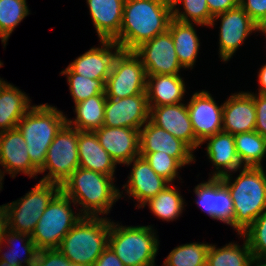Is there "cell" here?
Instances as JSON below:
<instances>
[{"mask_svg": "<svg viewBox=\"0 0 266 266\" xmlns=\"http://www.w3.org/2000/svg\"><path fill=\"white\" fill-rule=\"evenodd\" d=\"M149 106L182 103L186 86L180 75H150L146 79Z\"/></svg>", "mask_w": 266, "mask_h": 266, "instance_id": "cell-26", "label": "cell"}, {"mask_svg": "<svg viewBox=\"0 0 266 266\" xmlns=\"http://www.w3.org/2000/svg\"><path fill=\"white\" fill-rule=\"evenodd\" d=\"M99 40H114L120 32L125 0H86Z\"/></svg>", "mask_w": 266, "mask_h": 266, "instance_id": "cell-24", "label": "cell"}, {"mask_svg": "<svg viewBox=\"0 0 266 266\" xmlns=\"http://www.w3.org/2000/svg\"><path fill=\"white\" fill-rule=\"evenodd\" d=\"M187 108L195 137L200 142L223 131V104L217 105L208 91L195 92Z\"/></svg>", "mask_w": 266, "mask_h": 266, "instance_id": "cell-14", "label": "cell"}, {"mask_svg": "<svg viewBox=\"0 0 266 266\" xmlns=\"http://www.w3.org/2000/svg\"><path fill=\"white\" fill-rule=\"evenodd\" d=\"M79 167L114 177L116 162L100 145L95 131L78 130Z\"/></svg>", "mask_w": 266, "mask_h": 266, "instance_id": "cell-25", "label": "cell"}, {"mask_svg": "<svg viewBox=\"0 0 266 266\" xmlns=\"http://www.w3.org/2000/svg\"><path fill=\"white\" fill-rule=\"evenodd\" d=\"M108 246L125 266H155L159 240L152 226H123L111 221Z\"/></svg>", "mask_w": 266, "mask_h": 266, "instance_id": "cell-6", "label": "cell"}, {"mask_svg": "<svg viewBox=\"0 0 266 266\" xmlns=\"http://www.w3.org/2000/svg\"><path fill=\"white\" fill-rule=\"evenodd\" d=\"M9 229L8 225V216H7V209L5 204L0 206V252L2 253V242L4 235L6 234L7 230Z\"/></svg>", "mask_w": 266, "mask_h": 266, "instance_id": "cell-45", "label": "cell"}, {"mask_svg": "<svg viewBox=\"0 0 266 266\" xmlns=\"http://www.w3.org/2000/svg\"><path fill=\"white\" fill-rule=\"evenodd\" d=\"M258 31L262 32L264 35H266V17L265 19L258 25Z\"/></svg>", "mask_w": 266, "mask_h": 266, "instance_id": "cell-48", "label": "cell"}, {"mask_svg": "<svg viewBox=\"0 0 266 266\" xmlns=\"http://www.w3.org/2000/svg\"><path fill=\"white\" fill-rule=\"evenodd\" d=\"M168 31L173 38L179 63L184 69H193L200 48V39L193 23H184L172 18Z\"/></svg>", "mask_w": 266, "mask_h": 266, "instance_id": "cell-27", "label": "cell"}, {"mask_svg": "<svg viewBox=\"0 0 266 266\" xmlns=\"http://www.w3.org/2000/svg\"><path fill=\"white\" fill-rule=\"evenodd\" d=\"M133 163L127 184L123 185L127 195L138 202L141 208L150 198L155 197L168 184L163 177L159 176L141 156L133 158L126 165Z\"/></svg>", "mask_w": 266, "mask_h": 266, "instance_id": "cell-20", "label": "cell"}, {"mask_svg": "<svg viewBox=\"0 0 266 266\" xmlns=\"http://www.w3.org/2000/svg\"><path fill=\"white\" fill-rule=\"evenodd\" d=\"M172 18L184 23H193L199 26H210L213 16L210 14L206 0H170ZM182 3L184 11L177 5Z\"/></svg>", "mask_w": 266, "mask_h": 266, "instance_id": "cell-36", "label": "cell"}, {"mask_svg": "<svg viewBox=\"0 0 266 266\" xmlns=\"http://www.w3.org/2000/svg\"><path fill=\"white\" fill-rule=\"evenodd\" d=\"M235 147L242 166L262 167L266 157V138L256 131L234 135Z\"/></svg>", "mask_w": 266, "mask_h": 266, "instance_id": "cell-31", "label": "cell"}, {"mask_svg": "<svg viewBox=\"0 0 266 266\" xmlns=\"http://www.w3.org/2000/svg\"><path fill=\"white\" fill-rule=\"evenodd\" d=\"M112 176L78 167L61 185V191L75 205H80L83 216L110 213L113 204L122 197L123 190L114 185ZM122 193V194H121Z\"/></svg>", "mask_w": 266, "mask_h": 266, "instance_id": "cell-2", "label": "cell"}, {"mask_svg": "<svg viewBox=\"0 0 266 266\" xmlns=\"http://www.w3.org/2000/svg\"><path fill=\"white\" fill-rule=\"evenodd\" d=\"M78 130L67 123L50 144L44 166L39 174L49 170L40 181L56 183L60 187L79 167Z\"/></svg>", "mask_w": 266, "mask_h": 266, "instance_id": "cell-9", "label": "cell"}, {"mask_svg": "<svg viewBox=\"0 0 266 266\" xmlns=\"http://www.w3.org/2000/svg\"><path fill=\"white\" fill-rule=\"evenodd\" d=\"M252 259V251L246 239H244L242 247L234 242L226 244L222 248L210 244L206 266H249Z\"/></svg>", "mask_w": 266, "mask_h": 266, "instance_id": "cell-32", "label": "cell"}, {"mask_svg": "<svg viewBox=\"0 0 266 266\" xmlns=\"http://www.w3.org/2000/svg\"><path fill=\"white\" fill-rule=\"evenodd\" d=\"M111 219L83 216L64 236L58 250L71 262L93 266L108 247Z\"/></svg>", "mask_w": 266, "mask_h": 266, "instance_id": "cell-4", "label": "cell"}, {"mask_svg": "<svg viewBox=\"0 0 266 266\" xmlns=\"http://www.w3.org/2000/svg\"><path fill=\"white\" fill-rule=\"evenodd\" d=\"M158 151L176 158L183 166L196 160L193 150L185 142L148 120L139 130V153Z\"/></svg>", "mask_w": 266, "mask_h": 266, "instance_id": "cell-17", "label": "cell"}, {"mask_svg": "<svg viewBox=\"0 0 266 266\" xmlns=\"http://www.w3.org/2000/svg\"><path fill=\"white\" fill-rule=\"evenodd\" d=\"M168 184L162 191L155 197L150 198L143 204L141 208L146 205L154 216L165 221H173L177 219L184 210V199L180 192L177 191L175 186Z\"/></svg>", "mask_w": 266, "mask_h": 266, "instance_id": "cell-33", "label": "cell"}, {"mask_svg": "<svg viewBox=\"0 0 266 266\" xmlns=\"http://www.w3.org/2000/svg\"><path fill=\"white\" fill-rule=\"evenodd\" d=\"M7 83H8L7 81L0 78V92L2 91V89L5 87Z\"/></svg>", "mask_w": 266, "mask_h": 266, "instance_id": "cell-49", "label": "cell"}, {"mask_svg": "<svg viewBox=\"0 0 266 266\" xmlns=\"http://www.w3.org/2000/svg\"><path fill=\"white\" fill-rule=\"evenodd\" d=\"M93 266H125L117 257L113 250L108 246L96 260Z\"/></svg>", "mask_w": 266, "mask_h": 266, "instance_id": "cell-44", "label": "cell"}, {"mask_svg": "<svg viewBox=\"0 0 266 266\" xmlns=\"http://www.w3.org/2000/svg\"><path fill=\"white\" fill-rule=\"evenodd\" d=\"M258 82H259V94L266 95V64L263 65L258 72Z\"/></svg>", "mask_w": 266, "mask_h": 266, "instance_id": "cell-46", "label": "cell"}, {"mask_svg": "<svg viewBox=\"0 0 266 266\" xmlns=\"http://www.w3.org/2000/svg\"><path fill=\"white\" fill-rule=\"evenodd\" d=\"M74 202L60 191L42 213L31 238L38 250L58 249L64 236L83 217L71 209Z\"/></svg>", "mask_w": 266, "mask_h": 266, "instance_id": "cell-7", "label": "cell"}, {"mask_svg": "<svg viewBox=\"0 0 266 266\" xmlns=\"http://www.w3.org/2000/svg\"><path fill=\"white\" fill-rule=\"evenodd\" d=\"M231 175L220 178L234 203V220L230 226L240 235L266 210V171L263 166H243L235 180Z\"/></svg>", "mask_w": 266, "mask_h": 266, "instance_id": "cell-3", "label": "cell"}, {"mask_svg": "<svg viewBox=\"0 0 266 266\" xmlns=\"http://www.w3.org/2000/svg\"><path fill=\"white\" fill-rule=\"evenodd\" d=\"M206 141H208L207 156L216 169L211 177L220 178L242 168L235 147L234 135L221 131L205 138L200 145Z\"/></svg>", "mask_w": 266, "mask_h": 266, "instance_id": "cell-23", "label": "cell"}, {"mask_svg": "<svg viewBox=\"0 0 266 266\" xmlns=\"http://www.w3.org/2000/svg\"><path fill=\"white\" fill-rule=\"evenodd\" d=\"M256 108L253 93L239 92L223 103V131L232 135L255 131Z\"/></svg>", "mask_w": 266, "mask_h": 266, "instance_id": "cell-22", "label": "cell"}, {"mask_svg": "<svg viewBox=\"0 0 266 266\" xmlns=\"http://www.w3.org/2000/svg\"><path fill=\"white\" fill-rule=\"evenodd\" d=\"M171 19L170 0H125L120 32L113 41L122 50L133 51L166 32Z\"/></svg>", "mask_w": 266, "mask_h": 266, "instance_id": "cell-1", "label": "cell"}, {"mask_svg": "<svg viewBox=\"0 0 266 266\" xmlns=\"http://www.w3.org/2000/svg\"><path fill=\"white\" fill-rule=\"evenodd\" d=\"M0 166L5 169H0L2 180L6 172L12 178L20 172L30 178L39 174V170L31 163L25 139L18 128L0 132Z\"/></svg>", "mask_w": 266, "mask_h": 266, "instance_id": "cell-16", "label": "cell"}, {"mask_svg": "<svg viewBox=\"0 0 266 266\" xmlns=\"http://www.w3.org/2000/svg\"><path fill=\"white\" fill-rule=\"evenodd\" d=\"M253 99L256 108L255 131L266 138V95L253 92Z\"/></svg>", "mask_w": 266, "mask_h": 266, "instance_id": "cell-42", "label": "cell"}, {"mask_svg": "<svg viewBox=\"0 0 266 266\" xmlns=\"http://www.w3.org/2000/svg\"><path fill=\"white\" fill-rule=\"evenodd\" d=\"M106 95H95L75 105L76 118L66 122L79 131H95L104 124Z\"/></svg>", "mask_w": 266, "mask_h": 266, "instance_id": "cell-29", "label": "cell"}, {"mask_svg": "<svg viewBox=\"0 0 266 266\" xmlns=\"http://www.w3.org/2000/svg\"><path fill=\"white\" fill-rule=\"evenodd\" d=\"M100 145L116 164L126 165L139 156V130L126 127L102 126L95 130Z\"/></svg>", "mask_w": 266, "mask_h": 266, "instance_id": "cell-21", "label": "cell"}, {"mask_svg": "<svg viewBox=\"0 0 266 266\" xmlns=\"http://www.w3.org/2000/svg\"><path fill=\"white\" fill-rule=\"evenodd\" d=\"M26 3V0H0V38L4 47L15 27L30 14Z\"/></svg>", "mask_w": 266, "mask_h": 266, "instance_id": "cell-35", "label": "cell"}, {"mask_svg": "<svg viewBox=\"0 0 266 266\" xmlns=\"http://www.w3.org/2000/svg\"><path fill=\"white\" fill-rule=\"evenodd\" d=\"M266 266V260L253 258L249 266Z\"/></svg>", "mask_w": 266, "mask_h": 266, "instance_id": "cell-47", "label": "cell"}, {"mask_svg": "<svg viewBox=\"0 0 266 266\" xmlns=\"http://www.w3.org/2000/svg\"><path fill=\"white\" fill-rule=\"evenodd\" d=\"M60 191L56 183L39 181L23 198L5 204L9 229L31 236L49 202Z\"/></svg>", "mask_w": 266, "mask_h": 266, "instance_id": "cell-8", "label": "cell"}, {"mask_svg": "<svg viewBox=\"0 0 266 266\" xmlns=\"http://www.w3.org/2000/svg\"><path fill=\"white\" fill-rule=\"evenodd\" d=\"M239 5L257 25L266 17V0H239Z\"/></svg>", "mask_w": 266, "mask_h": 266, "instance_id": "cell-41", "label": "cell"}, {"mask_svg": "<svg viewBox=\"0 0 266 266\" xmlns=\"http://www.w3.org/2000/svg\"><path fill=\"white\" fill-rule=\"evenodd\" d=\"M196 204L212 219L231 225L234 220V203L228 187L221 178L209 177L207 182L195 186Z\"/></svg>", "mask_w": 266, "mask_h": 266, "instance_id": "cell-15", "label": "cell"}, {"mask_svg": "<svg viewBox=\"0 0 266 266\" xmlns=\"http://www.w3.org/2000/svg\"><path fill=\"white\" fill-rule=\"evenodd\" d=\"M208 243L182 244L166 257L163 266H206Z\"/></svg>", "mask_w": 266, "mask_h": 266, "instance_id": "cell-34", "label": "cell"}, {"mask_svg": "<svg viewBox=\"0 0 266 266\" xmlns=\"http://www.w3.org/2000/svg\"><path fill=\"white\" fill-rule=\"evenodd\" d=\"M34 266H87L71 263L58 249L38 250Z\"/></svg>", "mask_w": 266, "mask_h": 266, "instance_id": "cell-40", "label": "cell"}, {"mask_svg": "<svg viewBox=\"0 0 266 266\" xmlns=\"http://www.w3.org/2000/svg\"><path fill=\"white\" fill-rule=\"evenodd\" d=\"M149 120L176 138L185 142L193 151L200 146L195 137L188 108L184 103L149 106Z\"/></svg>", "mask_w": 266, "mask_h": 266, "instance_id": "cell-18", "label": "cell"}, {"mask_svg": "<svg viewBox=\"0 0 266 266\" xmlns=\"http://www.w3.org/2000/svg\"><path fill=\"white\" fill-rule=\"evenodd\" d=\"M66 120L62 111L46 103L32 105L18 122L17 128L25 139L31 163L38 170L44 166L48 148Z\"/></svg>", "mask_w": 266, "mask_h": 266, "instance_id": "cell-5", "label": "cell"}, {"mask_svg": "<svg viewBox=\"0 0 266 266\" xmlns=\"http://www.w3.org/2000/svg\"><path fill=\"white\" fill-rule=\"evenodd\" d=\"M15 241H20L19 243L21 244L23 243L21 246L22 248L20 250L16 249V244L18 243H16ZM3 243L8 244L7 247L11 249L0 255L1 260H6L9 264L13 266H34L36 256L38 254V249L29 234L16 232L8 229L6 234L4 235L3 242L1 244ZM21 256L24 259L21 258Z\"/></svg>", "mask_w": 266, "mask_h": 266, "instance_id": "cell-30", "label": "cell"}, {"mask_svg": "<svg viewBox=\"0 0 266 266\" xmlns=\"http://www.w3.org/2000/svg\"><path fill=\"white\" fill-rule=\"evenodd\" d=\"M61 75L67 76L69 90L75 104L95 95H105V80L86 78L74 73L69 67L61 71Z\"/></svg>", "mask_w": 266, "mask_h": 266, "instance_id": "cell-37", "label": "cell"}, {"mask_svg": "<svg viewBox=\"0 0 266 266\" xmlns=\"http://www.w3.org/2000/svg\"><path fill=\"white\" fill-rule=\"evenodd\" d=\"M146 71L134 51L121 50L105 82V95L111 99L146 93Z\"/></svg>", "mask_w": 266, "mask_h": 266, "instance_id": "cell-10", "label": "cell"}, {"mask_svg": "<svg viewBox=\"0 0 266 266\" xmlns=\"http://www.w3.org/2000/svg\"><path fill=\"white\" fill-rule=\"evenodd\" d=\"M240 236L247 240L253 258L266 260V210Z\"/></svg>", "mask_w": 266, "mask_h": 266, "instance_id": "cell-38", "label": "cell"}, {"mask_svg": "<svg viewBox=\"0 0 266 266\" xmlns=\"http://www.w3.org/2000/svg\"><path fill=\"white\" fill-rule=\"evenodd\" d=\"M0 266H13V265L9 264L6 260L0 259Z\"/></svg>", "mask_w": 266, "mask_h": 266, "instance_id": "cell-50", "label": "cell"}, {"mask_svg": "<svg viewBox=\"0 0 266 266\" xmlns=\"http://www.w3.org/2000/svg\"><path fill=\"white\" fill-rule=\"evenodd\" d=\"M133 51L140 58L146 76L179 75L183 68L178 61L173 38L168 30L145 41Z\"/></svg>", "mask_w": 266, "mask_h": 266, "instance_id": "cell-11", "label": "cell"}, {"mask_svg": "<svg viewBox=\"0 0 266 266\" xmlns=\"http://www.w3.org/2000/svg\"><path fill=\"white\" fill-rule=\"evenodd\" d=\"M100 42L101 47L90 48L71 62L68 67L74 73L86 78L106 81L112 70L113 62L122 49L112 40H100Z\"/></svg>", "mask_w": 266, "mask_h": 266, "instance_id": "cell-19", "label": "cell"}, {"mask_svg": "<svg viewBox=\"0 0 266 266\" xmlns=\"http://www.w3.org/2000/svg\"><path fill=\"white\" fill-rule=\"evenodd\" d=\"M30 101L19 88L11 83L5 85L0 92V132L17 128L18 122L32 107Z\"/></svg>", "mask_w": 266, "mask_h": 266, "instance_id": "cell-28", "label": "cell"}, {"mask_svg": "<svg viewBox=\"0 0 266 266\" xmlns=\"http://www.w3.org/2000/svg\"><path fill=\"white\" fill-rule=\"evenodd\" d=\"M221 19L219 33V56L226 62L231 59L237 49L252 32H258V25L238 5L212 18L210 26L214 27L217 19Z\"/></svg>", "mask_w": 266, "mask_h": 266, "instance_id": "cell-12", "label": "cell"}, {"mask_svg": "<svg viewBox=\"0 0 266 266\" xmlns=\"http://www.w3.org/2000/svg\"><path fill=\"white\" fill-rule=\"evenodd\" d=\"M139 156L143 157L159 176L171 184L178 177V170L184 167L176 158L163 151L139 153Z\"/></svg>", "mask_w": 266, "mask_h": 266, "instance_id": "cell-39", "label": "cell"}, {"mask_svg": "<svg viewBox=\"0 0 266 266\" xmlns=\"http://www.w3.org/2000/svg\"><path fill=\"white\" fill-rule=\"evenodd\" d=\"M150 108L146 93L121 99L106 98L104 126L140 130L149 120Z\"/></svg>", "mask_w": 266, "mask_h": 266, "instance_id": "cell-13", "label": "cell"}, {"mask_svg": "<svg viewBox=\"0 0 266 266\" xmlns=\"http://www.w3.org/2000/svg\"><path fill=\"white\" fill-rule=\"evenodd\" d=\"M210 14L214 17L239 5V0H206Z\"/></svg>", "mask_w": 266, "mask_h": 266, "instance_id": "cell-43", "label": "cell"}]
</instances>
